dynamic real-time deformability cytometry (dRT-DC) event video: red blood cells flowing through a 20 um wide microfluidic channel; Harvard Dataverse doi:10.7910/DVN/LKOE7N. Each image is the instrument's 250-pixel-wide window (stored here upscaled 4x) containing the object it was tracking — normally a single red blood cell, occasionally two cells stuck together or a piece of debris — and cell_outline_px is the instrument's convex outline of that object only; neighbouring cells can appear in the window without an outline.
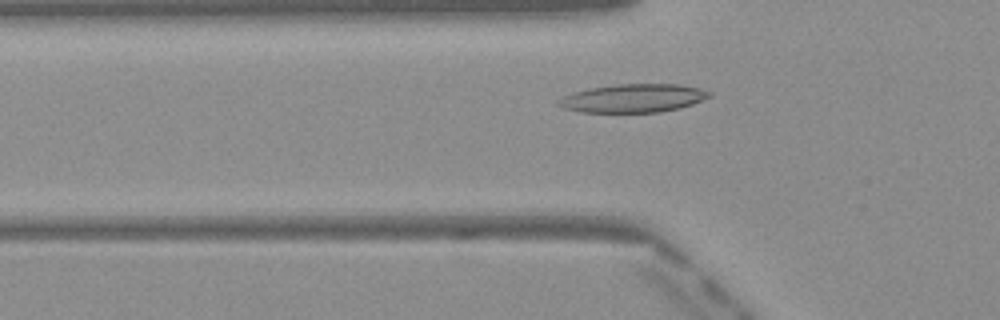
{"species": "Egyptian fruit bat (a non-hibernating species)", "species_latin": "Rousettus aegyptiacus", "temperature_condition": "warm", "stored_images_in_passage": 38, "camera_frame_rate_fps": 3000, "um_per_image_px": 0.085, "frame": {"image": 1, "passage_image": 9, "time_ms": 2.667, "image_size_px": [1000, 320], "cell_outline_px": [[712, 96], [692, 104], [680, 108], [660, 112], [580, 112], [564, 108], [556, 104], [556, 100], [572, 92], [588, 88], [616, 84], [680, 84], [700, 88], [712, 92]], "centroid_in_image_um": [53.82, 8.34], "position_along_channel_um": 72.0, "area_um2": 25.14}}
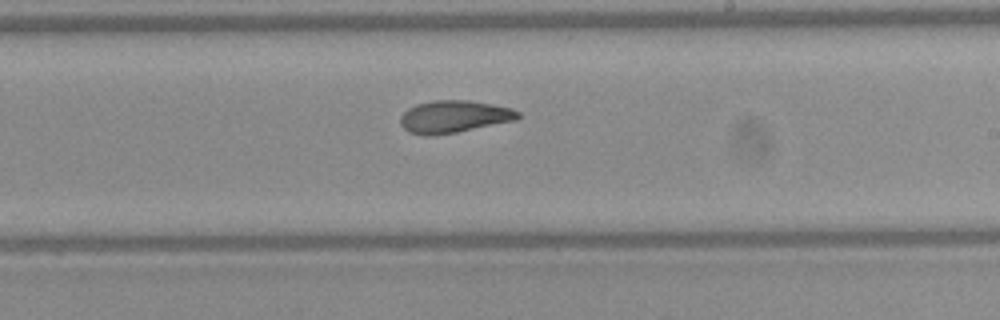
{"frame": {"image": 2, "passage_image": 22, "time_ms": 7.0, "image_size_px": [1000, 320], "cell_outline_px": [[520, 116], [516, 120], [456, 132], [432, 136], [428, 136], [408, 132], [400, 124], [400, 116], [408, 108], [416, 104], [436, 100], [468, 100], [512, 108], [520, 112]], "centroid_in_image_um": [38.57, 9.91], "position_along_channel_um": 250.4, "area_um2": 22.08}}
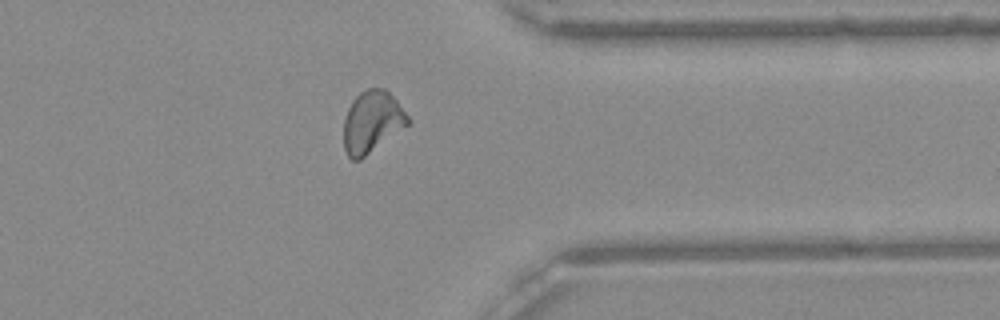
{"frame": {"image": 3, "passage_image": 32, "time_ms": 10.333, "image_size_px": [1000, 320], "cell_outline_px": [[412, 120], [408, 124], [360, 160], [352, 160], [348, 156], [344, 148], [344, 120], [348, 108], [352, 100], [360, 92], [368, 88], [384, 88], [396, 100]], "centroid_in_image_um": [31.61, 10.35], "position_along_channel_um": 379.8, "area_um2": 22.89}, "authors_computed_cell_mechanics": {"area_um2": 22.5709, "velocity_mm_per_s": 4.0903, "shape_relaxation_time_tau1_ms": 10.3495, "shape_relaxation_time_tau2_ms": 2.3817, "deformation_change_tau1": 0.2585, "deformation_change_tau2": 0.0907}}